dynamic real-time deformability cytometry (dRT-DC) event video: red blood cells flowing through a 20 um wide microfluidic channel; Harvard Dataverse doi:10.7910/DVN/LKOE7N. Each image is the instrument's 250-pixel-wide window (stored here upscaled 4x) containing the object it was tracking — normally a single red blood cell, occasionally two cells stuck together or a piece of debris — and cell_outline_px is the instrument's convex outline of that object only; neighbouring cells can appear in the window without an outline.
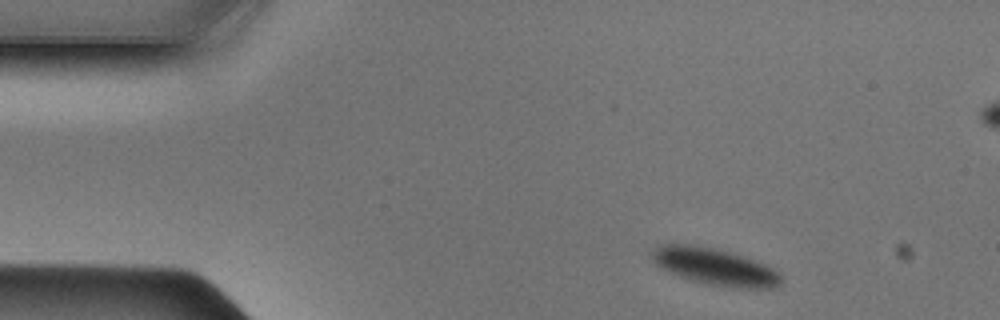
{"species": "Egyptian fruit bat (a non-hibernating species)", "species_latin": "Rousettus aegyptiacus", "temperature_condition": "cold", "stored_images_in_passage": 44, "segment_of_instrument_passage": [1, 2], "camera_frame_rate_fps": 3000, "um_per_image_px": 0.085, "animal": {"sex": "male"}, "frame": {"image": 1, "passage_image": 1, "time_ms": 0.0, "image_size_px": [1000, 320], "cell_outline_px": [[780, 284], [772, 288], [728, 288], [708, 284], [692, 280], [668, 272], [660, 268], [652, 260], [652, 252], [656, 248], [664, 244], [688, 244], [712, 248], [728, 252], [764, 264], [772, 268], [780, 276]], "centroid_in_image_um": [60.72, 22.69], "position_along_channel_um": 24.3, "area_um2": 27.22}}
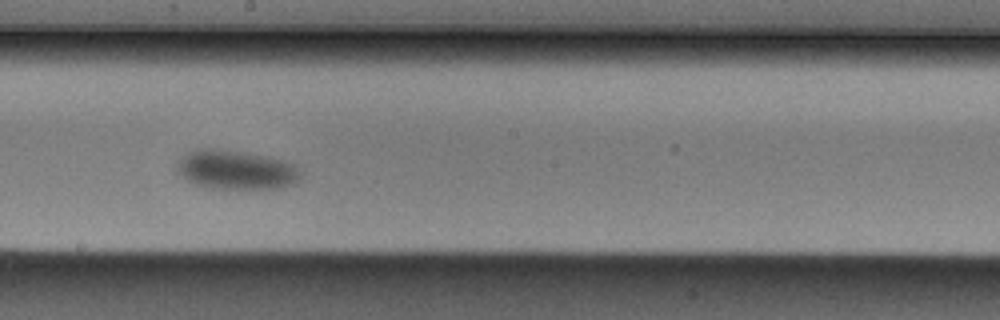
{"frame": {"image": 2, "passage_image": 21, "time_ms": 6.667, "image_size_px": [1000, 320], "cell_outline_px": [[300, 176], [296, 184], [280, 188], [212, 188], [196, 184], [188, 180], [176, 172], [176, 164], [188, 152], [196, 148], [212, 148], [244, 152], [284, 160], [296, 164], [300, 172]], "centroid_in_image_um": [20.08, 14.43], "position_along_channel_um": 228.1, "area_um2": 28.21}}
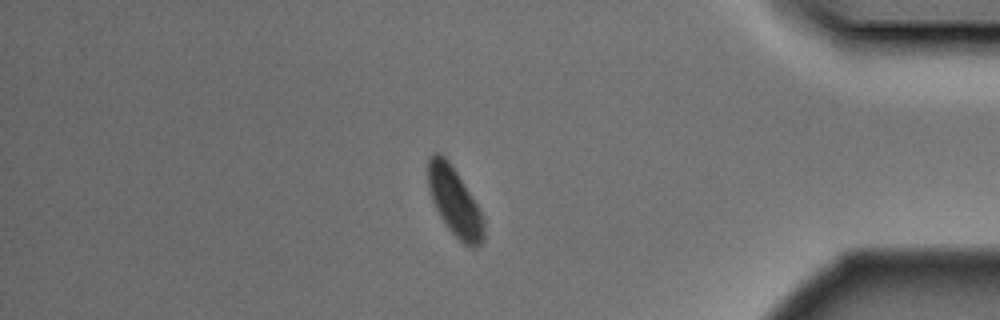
{"frame": {"image": 3, "passage_image": 36, "time_ms": 11.667, "image_size_px": [1000, 320], "cell_outline_px": [[484, 240], [476, 248], [472, 248], [464, 244], [448, 228], [440, 216], [432, 200], [428, 184], [428, 156], [432, 152], [440, 152], [448, 160], [480, 208], [484, 224]], "centroid_in_image_um": [38.64, 17.14], "position_along_channel_um": 396.6, "area_um2": 22.14}}